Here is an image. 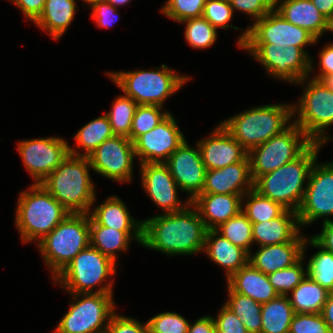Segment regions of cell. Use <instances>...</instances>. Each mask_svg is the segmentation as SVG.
I'll return each mask as SVG.
<instances>
[{
  "label": "cell",
  "mask_w": 333,
  "mask_h": 333,
  "mask_svg": "<svg viewBox=\"0 0 333 333\" xmlns=\"http://www.w3.org/2000/svg\"><path fill=\"white\" fill-rule=\"evenodd\" d=\"M140 169L143 188L153 202L164 209V214L181 211L191 206L189 199L185 207L178 200V186L165 163H143Z\"/></svg>",
  "instance_id": "obj_19"
},
{
  "label": "cell",
  "mask_w": 333,
  "mask_h": 333,
  "mask_svg": "<svg viewBox=\"0 0 333 333\" xmlns=\"http://www.w3.org/2000/svg\"><path fill=\"white\" fill-rule=\"evenodd\" d=\"M114 136L110 121L104 114L98 117L84 127H82L74 136L78 143L77 149L83 147L86 152L84 154L69 147V154L73 156L88 157L103 141Z\"/></svg>",
  "instance_id": "obj_33"
},
{
  "label": "cell",
  "mask_w": 333,
  "mask_h": 333,
  "mask_svg": "<svg viewBox=\"0 0 333 333\" xmlns=\"http://www.w3.org/2000/svg\"><path fill=\"white\" fill-rule=\"evenodd\" d=\"M214 322L217 333H248L239 317L225 304Z\"/></svg>",
  "instance_id": "obj_48"
},
{
  "label": "cell",
  "mask_w": 333,
  "mask_h": 333,
  "mask_svg": "<svg viewBox=\"0 0 333 333\" xmlns=\"http://www.w3.org/2000/svg\"><path fill=\"white\" fill-rule=\"evenodd\" d=\"M288 297L279 295L276 299L262 303L261 333H289L295 311Z\"/></svg>",
  "instance_id": "obj_31"
},
{
  "label": "cell",
  "mask_w": 333,
  "mask_h": 333,
  "mask_svg": "<svg viewBox=\"0 0 333 333\" xmlns=\"http://www.w3.org/2000/svg\"><path fill=\"white\" fill-rule=\"evenodd\" d=\"M177 212L157 215L143 222L142 244L167 255L195 254L204 250L207 228L191 203Z\"/></svg>",
  "instance_id": "obj_1"
},
{
  "label": "cell",
  "mask_w": 333,
  "mask_h": 333,
  "mask_svg": "<svg viewBox=\"0 0 333 333\" xmlns=\"http://www.w3.org/2000/svg\"><path fill=\"white\" fill-rule=\"evenodd\" d=\"M116 262L89 245L54 279L72 294L93 293L105 278L115 274Z\"/></svg>",
  "instance_id": "obj_11"
},
{
  "label": "cell",
  "mask_w": 333,
  "mask_h": 333,
  "mask_svg": "<svg viewBox=\"0 0 333 333\" xmlns=\"http://www.w3.org/2000/svg\"><path fill=\"white\" fill-rule=\"evenodd\" d=\"M229 299L226 306L230 308L240 321L244 324L248 333H261L262 318L261 308L262 304L254 301L252 298L234 293L228 287Z\"/></svg>",
  "instance_id": "obj_34"
},
{
  "label": "cell",
  "mask_w": 333,
  "mask_h": 333,
  "mask_svg": "<svg viewBox=\"0 0 333 333\" xmlns=\"http://www.w3.org/2000/svg\"><path fill=\"white\" fill-rule=\"evenodd\" d=\"M187 333H217L214 318L212 316H204L189 325Z\"/></svg>",
  "instance_id": "obj_53"
},
{
  "label": "cell",
  "mask_w": 333,
  "mask_h": 333,
  "mask_svg": "<svg viewBox=\"0 0 333 333\" xmlns=\"http://www.w3.org/2000/svg\"><path fill=\"white\" fill-rule=\"evenodd\" d=\"M227 285L234 293L248 296L261 304L279 296L268 276L249 262L227 279Z\"/></svg>",
  "instance_id": "obj_25"
},
{
  "label": "cell",
  "mask_w": 333,
  "mask_h": 333,
  "mask_svg": "<svg viewBox=\"0 0 333 333\" xmlns=\"http://www.w3.org/2000/svg\"><path fill=\"white\" fill-rule=\"evenodd\" d=\"M148 323L141 324L133 318L113 314L107 325L106 333H148Z\"/></svg>",
  "instance_id": "obj_47"
},
{
  "label": "cell",
  "mask_w": 333,
  "mask_h": 333,
  "mask_svg": "<svg viewBox=\"0 0 333 333\" xmlns=\"http://www.w3.org/2000/svg\"><path fill=\"white\" fill-rule=\"evenodd\" d=\"M313 143L294 122L289 124L281 133L248 152L253 181L294 161Z\"/></svg>",
  "instance_id": "obj_9"
},
{
  "label": "cell",
  "mask_w": 333,
  "mask_h": 333,
  "mask_svg": "<svg viewBox=\"0 0 333 333\" xmlns=\"http://www.w3.org/2000/svg\"><path fill=\"white\" fill-rule=\"evenodd\" d=\"M218 234L216 230H207L204 251L212 261L226 269L228 279L249 262L250 254Z\"/></svg>",
  "instance_id": "obj_27"
},
{
  "label": "cell",
  "mask_w": 333,
  "mask_h": 333,
  "mask_svg": "<svg viewBox=\"0 0 333 333\" xmlns=\"http://www.w3.org/2000/svg\"><path fill=\"white\" fill-rule=\"evenodd\" d=\"M320 73L313 79L322 81L326 76L333 74V43L325 46L319 54Z\"/></svg>",
  "instance_id": "obj_52"
},
{
  "label": "cell",
  "mask_w": 333,
  "mask_h": 333,
  "mask_svg": "<svg viewBox=\"0 0 333 333\" xmlns=\"http://www.w3.org/2000/svg\"><path fill=\"white\" fill-rule=\"evenodd\" d=\"M292 112L293 115L298 112L299 118L294 123L309 139L324 144L328 141L324 130L333 124V90L323 81L312 78Z\"/></svg>",
  "instance_id": "obj_10"
},
{
  "label": "cell",
  "mask_w": 333,
  "mask_h": 333,
  "mask_svg": "<svg viewBox=\"0 0 333 333\" xmlns=\"http://www.w3.org/2000/svg\"><path fill=\"white\" fill-rule=\"evenodd\" d=\"M275 10L288 22L308 31L316 40L325 31H333V25L311 0H284Z\"/></svg>",
  "instance_id": "obj_24"
},
{
  "label": "cell",
  "mask_w": 333,
  "mask_h": 333,
  "mask_svg": "<svg viewBox=\"0 0 333 333\" xmlns=\"http://www.w3.org/2000/svg\"><path fill=\"white\" fill-rule=\"evenodd\" d=\"M130 235H134L133 238L142 244V232L117 231L97 224L90 217V245L114 262L117 259L115 254L117 251H127L129 240L132 238Z\"/></svg>",
  "instance_id": "obj_29"
},
{
  "label": "cell",
  "mask_w": 333,
  "mask_h": 333,
  "mask_svg": "<svg viewBox=\"0 0 333 333\" xmlns=\"http://www.w3.org/2000/svg\"><path fill=\"white\" fill-rule=\"evenodd\" d=\"M215 230L232 244L240 246L250 254L249 247L253 243L252 223L242 211Z\"/></svg>",
  "instance_id": "obj_38"
},
{
  "label": "cell",
  "mask_w": 333,
  "mask_h": 333,
  "mask_svg": "<svg viewBox=\"0 0 333 333\" xmlns=\"http://www.w3.org/2000/svg\"><path fill=\"white\" fill-rule=\"evenodd\" d=\"M19 195L16 226L22 241H41L70 213L40 184H33Z\"/></svg>",
  "instance_id": "obj_4"
},
{
  "label": "cell",
  "mask_w": 333,
  "mask_h": 333,
  "mask_svg": "<svg viewBox=\"0 0 333 333\" xmlns=\"http://www.w3.org/2000/svg\"><path fill=\"white\" fill-rule=\"evenodd\" d=\"M231 7L243 11L259 20L270 11L275 10L276 0H227Z\"/></svg>",
  "instance_id": "obj_46"
},
{
  "label": "cell",
  "mask_w": 333,
  "mask_h": 333,
  "mask_svg": "<svg viewBox=\"0 0 333 333\" xmlns=\"http://www.w3.org/2000/svg\"><path fill=\"white\" fill-rule=\"evenodd\" d=\"M291 293L289 300L295 313H321L329 291L307 275Z\"/></svg>",
  "instance_id": "obj_32"
},
{
  "label": "cell",
  "mask_w": 333,
  "mask_h": 333,
  "mask_svg": "<svg viewBox=\"0 0 333 333\" xmlns=\"http://www.w3.org/2000/svg\"><path fill=\"white\" fill-rule=\"evenodd\" d=\"M85 156L68 155L40 184L70 213L89 214L95 190Z\"/></svg>",
  "instance_id": "obj_2"
},
{
  "label": "cell",
  "mask_w": 333,
  "mask_h": 333,
  "mask_svg": "<svg viewBox=\"0 0 333 333\" xmlns=\"http://www.w3.org/2000/svg\"><path fill=\"white\" fill-rule=\"evenodd\" d=\"M241 48L250 52L269 74L288 82L301 83L313 70L308 53L297 46L284 48L277 44H244Z\"/></svg>",
  "instance_id": "obj_12"
},
{
  "label": "cell",
  "mask_w": 333,
  "mask_h": 333,
  "mask_svg": "<svg viewBox=\"0 0 333 333\" xmlns=\"http://www.w3.org/2000/svg\"><path fill=\"white\" fill-rule=\"evenodd\" d=\"M252 189H254V181L247 155L241 162L207 170L201 193L245 194Z\"/></svg>",
  "instance_id": "obj_21"
},
{
  "label": "cell",
  "mask_w": 333,
  "mask_h": 333,
  "mask_svg": "<svg viewBox=\"0 0 333 333\" xmlns=\"http://www.w3.org/2000/svg\"><path fill=\"white\" fill-rule=\"evenodd\" d=\"M158 105H138L132 120L130 140L134 142L140 135L151 131L170 113L160 112Z\"/></svg>",
  "instance_id": "obj_39"
},
{
  "label": "cell",
  "mask_w": 333,
  "mask_h": 333,
  "mask_svg": "<svg viewBox=\"0 0 333 333\" xmlns=\"http://www.w3.org/2000/svg\"><path fill=\"white\" fill-rule=\"evenodd\" d=\"M105 1L109 2L112 6L116 8V6L125 5L130 0H105Z\"/></svg>",
  "instance_id": "obj_56"
},
{
  "label": "cell",
  "mask_w": 333,
  "mask_h": 333,
  "mask_svg": "<svg viewBox=\"0 0 333 333\" xmlns=\"http://www.w3.org/2000/svg\"><path fill=\"white\" fill-rule=\"evenodd\" d=\"M197 147H189L185 140L165 162L177 186L191 193V202L201 194L207 171L198 144Z\"/></svg>",
  "instance_id": "obj_18"
},
{
  "label": "cell",
  "mask_w": 333,
  "mask_h": 333,
  "mask_svg": "<svg viewBox=\"0 0 333 333\" xmlns=\"http://www.w3.org/2000/svg\"><path fill=\"white\" fill-rule=\"evenodd\" d=\"M112 284L113 280L93 293L73 294L77 301L70 305L68 312L57 325L55 333H106L115 307Z\"/></svg>",
  "instance_id": "obj_8"
},
{
  "label": "cell",
  "mask_w": 333,
  "mask_h": 333,
  "mask_svg": "<svg viewBox=\"0 0 333 333\" xmlns=\"http://www.w3.org/2000/svg\"><path fill=\"white\" fill-rule=\"evenodd\" d=\"M69 147L65 140L49 137L20 141L17 149L25 167L38 184L65 160Z\"/></svg>",
  "instance_id": "obj_16"
},
{
  "label": "cell",
  "mask_w": 333,
  "mask_h": 333,
  "mask_svg": "<svg viewBox=\"0 0 333 333\" xmlns=\"http://www.w3.org/2000/svg\"><path fill=\"white\" fill-rule=\"evenodd\" d=\"M89 245V214H69L38 242L45 264L52 270L53 279Z\"/></svg>",
  "instance_id": "obj_6"
},
{
  "label": "cell",
  "mask_w": 333,
  "mask_h": 333,
  "mask_svg": "<svg viewBox=\"0 0 333 333\" xmlns=\"http://www.w3.org/2000/svg\"><path fill=\"white\" fill-rule=\"evenodd\" d=\"M207 0H167L162 12L177 22H183L203 15Z\"/></svg>",
  "instance_id": "obj_42"
},
{
  "label": "cell",
  "mask_w": 333,
  "mask_h": 333,
  "mask_svg": "<svg viewBox=\"0 0 333 333\" xmlns=\"http://www.w3.org/2000/svg\"><path fill=\"white\" fill-rule=\"evenodd\" d=\"M89 216L99 225L117 231L142 232L143 222L135 221L126 208V204L117 196L109 197L95 208Z\"/></svg>",
  "instance_id": "obj_28"
},
{
  "label": "cell",
  "mask_w": 333,
  "mask_h": 333,
  "mask_svg": "<svg viewBox=\"0 0 333 333\" xmlns=\"http://www.w3.org/2000/svg\"><path fill=\"white\" fill-rule=\"evenodd\" d=\"M185 141L171 114L155 128L140 135L134 142L135 155L143 163H165L169 156Z\"/></svg>",
  "instance_id": "obj_17"
},
{
  "label": "cell",
  "mask_w": 333,
  "mask_h": 333,
  "mask_svg": "<svg viewBox=\"0 0 333 333\" xmlns=\"http://www.w3.org/2000/svg\"><path fill=\"white\" fill-rule=\"evenodd\" d=\"M28 19L35 22L43 12L46 0H11Z\"/></svg>",
  "instance_id": "obj_50"
},
{
  "label": "cell",
  "mask_w": 333,
  "mask_h": 333,
  "mask_svg": "<svg viewBox=\"0 0 333 333\" xmlns=\"http://www.w3.org/2000/svg\"><path fill=\"white\" fill-rule=\"evenodd\" d=\"M308 239L300 233L291 241L279 245L260 246L257 253L249 255V263L268 275L295 264L304 256Z\"/></svg>",
  "instance_id": "obj_22"
},
{
  "label": "cell",
  "mask_w": 333,
  "mask_h": 333,
  "mask_svg": "<svg viewBox=\"0 0 333 333\" xmlns=\"http://www.w3.org/2000/svg\"><path fill=\"white\" fill-rule=\"evenodd\" d=\"M249 197L242 212L253 223H262L281 216L287 209L279 202L260 195L256 190L246 192L243 197Z\"/></svg>",
  "instance_id": "obj_35"
},
{
  "label": "cell",
  "mask_w": 333,
  "mask_h": 333,
  "mask_svg": "<svg viewBox=\"0 0 333 333\" xmlns=\"http://www.w3.org/2000/svg\"><path fill=\"white\" fill-rule=\"evenodd\" d=\"M233 12L234 10L227 0H207L202 16L216 29L220 27L227 30V27H229L228 22L231 21Z\"/></svg>",
  "instance_id": "obj_45"
},
{
  "label": "cell",
  "mask_w": 333,
  "mask_h": 333,
  "mask_svg": "<svg viewBox=\"0 0 333 333\" xmlns=\"http://www.w3.org/2000/svg\"><path fill=\"white\" fill-rule=\"evenodd\" d=\"M111 79L138 105H163L179 90L188 77L177 75L162 65L161 70L107 73Z\"/></svg>",
  "instance_id": "obj_7"
},
{
  "label": "cell",
  "mask_w": 333,
  "mask_h": 333,
  "mask_svg": "<svg viewBox=\"0 0 333 333\" xmlns=\"http://www.w3.org/2000/svg\"><path fill=\"white\" fill-rule=\"evenodd\" d=\"M322 81L333 90V74L326 76Z\"/></svg>",
  "instance_id": "obj_57"
},
{
  "label": "cell",
  "mask_w": 333,
  "mask_h": 333,
  "mask_svg": "<svg viewBox=\"0 0 333 333\" xmlns=\"http://www.w3.org/2000/svg\"><path fill=\"white\" fill-rule=\"evenodd\" d=\"M316 8L333 25V0H311Z\"/></svg>",
  "instance_id": "obj_54"
},
{
  "label": "cell",
  "mask_w": 333,
  "mask_h": 333,
  "mask_svg": "<svg viewBox=\"0 0 333 333\" xmlns=\"http://www.w3.org/2000/svg\"><path fill=\"white\" fill-rule=\"evenodd\" d=\"M305 188L303 201L297 211L300 226L333 215V162L314 163Z\"/></svg>",
  "instance_id": "obj_14"
},
{
  "label": "cell",
  "mask_w": 333,
  "mask_h": 333,
  "mask_svg": "<svg viewBox=\"0 0 333 333\" xmlns=\"http://www.w3.org/2000/svg\"><path fill=\"white\" fill-rule=\"evenodd\" d=\"M293 105L272 104L251 108L223 121V127L249 152L281 133L293 116Z\"/></svg>",
  "instance_id": "obj_5"
},
{
  "label": "cell",
  "mask_w": 333,
  "mask_h": 333,
  "mask_svg": "<svg viewBox=\"0 0 333 333\" xmlns=\"http://www.w3.org/2000/svg\"><path fill=\"white\" fill-rule=\"evenodd\" d=\"M133 142L124 136L114 135L103 141L89 156L91 167L99 174L114 181H131Z\"/></svg>",
  "instance_id": "obj_15"
},
{
  "label": "cell",
  "mask_w": 333,
  "mask_h": 333,
  "mask_svg": "<svg viewBox=\"0 0 333 333\" xmlns=\"http://www.w3.org/2000/svg\"><path fill=\"white\" fill-rule=\"evenodd\" d=\"M289 333H331L321 313H295Z\"/></svg>",
  "instance_id": "obj_44"
},
{
  "label": "cell",
  "mask_w": 333,
  "mask_h": 333,
  "mask_svg": "<svg viewBox=\"0 0 333 333\" xmlns=\"http://www.w3.org/2000/svg\"><path fill=\"white\" fill-rule=\"evenodd\" d=\"M92 8L91 18L96 21V25L99 27H107L112 25L117 17L116 9L109 2L105 0L94 1L90 4Z\"/></svg>",
  "instance_id": "obj_49"
},
{
  "label": "cell",
  "mask_w": 333,
  "mask_h": 333,
  "mask_svg": "<svg viewBox=\"0 0 333 333\" xmlns=\"http://www.w3.org/2000/svg\"><path fill=\"white\" fill-rule=\"evenodd\" d=\"M302 256L295 264L290 267L278 270L268 274V279L279 295L288 296L302 280L307 277V271H304Z\"/></svg>",
  "instance_id": "obj_41"
},
{
  "label": "cell",
  "mask_w": 333,
  "mask_h": 333,
  "mask_svg": "<svg viewBox=\"0 0 333 333\" xmlns=\"http://www.w3.org/2000/svg\"><path fill=\"white\" fill-rule=\"evenodd\" d=\"M148 333H187L189 323L177 313H160L148 320Z\"/></svg>",
  "instance_id": "obj_43"
},
{
  "label": "cell",
  "mask_w": 333,
  "mask_h": 333,
  "mask_svg": "<svg viewBox=\"0 0 333 333\" xmlns=\"http://www.w3.org/2000/svg\"><path fill=\"white\" fill-rule=\"evenodd\" d=\"M317 40L305 29L288 22L278 11L272 10L265 17L255 21L241 34L238 40L240 48L244 44H277L288 47H300L315 44Z\"/></svg>",
  "instance_id": "obj_13"
},
{
  "label": "cell",
  "mask_w": 333,
  "mask_h": 333,
  "mask_svg": "<svg viewBox=\"0 0 333 333\" xmlns=\"http://www.w3.org/2000/svg\"><path fill=\"white\" fill-rule=\"evenodd\" d=\"M84 2L88 3V4H91L92 2L94 1H99V0H83Z\"/></svg>",
  "instance_id": "obj_58"
},
{
  "label": "cell",
  "mask_w": 333,
  "mask_h": 333,
  "mask_svg": "<svg viewBox=\"0 0 333 333\" xmlns=\"http://www.w3.org/2000/svg\"><path fill=\"white\" fill-rule=\"evenodd\" d=\"M243 195L201 193L191 203L197 208L207 230H215L242 211Z\"/></svg>",
  "instance_id": "obj_23"
},
{
  "label": "cell",
  "mask_w": 333,
  "mask_h": 333,
  "mask_svg": "<svg viewBox=\"0 0 333 333\" xmlns=\"http://www.w3.org/2000/svg\"><path fill=\"white\" fill-rule=\"evenodd\" d=\"M297 212L287 209L272 220L253 223V242L260 246L279 245L291 242L300 232Z\"/></svg>",
  "instance_id": "obj_26"
},
{
  "label": "cell",
  "mask_w": 333,
  "mask_h": 333,
  "mask_svg": "<svg viewBox=\"0 0 333 333\" xmlns=\"http://www.w3.org/2000/svg\"><path fill=\"white\" fill-rule=\"evenodd\" d=\"M325 218L322 223V232L313 236L312 239L324 250L333 253V220Z\"/></svg>",
  "instance_id": "obj_51"
},
{
  "label": "cell",
  "mask_w": 333,
  "mask_h": 333,
  "mask_svg": "<svg viewBox=\"0 0 333 333\" xmlns=\"http://www.w3.org/2000/svg\"><path fill=\"white\" fill-rule=\"evenodd\" d=\"M198 146L207 170L241 162L248 155V152L221 123L207 139L199 141Z\"/></svg>",
  "instance_id": "obj_20"
},
{
  "label": "cell",
  "mask_w": 333,
  "mask_h": 333,
  "mask_svg": "<svg viewBox=\"0 0 333 333\" xmlns=\"http://www.w3.org/2000/svg\"><path fill=\"white\" fill-rule=\"evenodd\" d=\"M185 38L193 48H207L214 44L216 28L203 16L185 20Z\"/></svg>",
  "instance_id": "obj_40"
},
{
  "label": "cell",
  "mask_w": 333,
  "mask_h": 333,
  "mask_svg": "<svg viewBox=\"0 0 333 333\" xmlns=\"http://www.w3.org/2000/svg\"><path fill=\"white\" fill-rule=\"evenodd\" d=\"M308 241L312 246L321 248V250L308 261L307 274L314 282L320 284L327 291L333 292V253L324 250L312 238Z\"/></svg>",
  "instance_id": "obj_36"
},
{
  "label": "cell",
  "mask_w": 333,
  "mask_h": 333,
  "mask_svg": "<svg viewBox=\"0 0 333 333\" xmlns=\"http://www.w3.org/2000/svg\"><path fill=\"white\" fill-rule=\"evenodd\" d=\"M75 13V0H46L43 12L35 23L58 40L69 27Z\"/></svg>",
  "instance_id": "obj_30"
},
{
  "label": "cell",
  "mask_w": 333,
  "mask_h": 333,
  "mask_svg": "<svg viewBox=\"0 0 333 333\" xmlns=\"http://www.w3.org/2000/svg\"><path fill=\"white\" fill-rule=\"evenodd\" d=\"M322 145L313 143L294 161L260 176L254 182V190L266 198L279 202L286 209L297 212L305 195L304 181L309 178Z\"/></svg>",
  "instance_id": "obj_3"
},
{
  "label": "cell",
  "mask_w": 333,
  "mask_h": 333,
  "mask_svg": "<svg viewBox=\"0 0 333 333\" xmlns=\"http://www.w3.org/2000/svg\"><path fill=\"white\" fill-rule=\"evenodd\" d=\"M138 104L129 96L122 95L113 102L110 112L105 114L111 124L114 135L130 139L132 120Z\"/></svg>",
  "instance_id": "obj_37"
},
{
  "label": "cell",
  "mask_w": 333,
  "mask_h": 333,
  "mask_svg": "<svg viewBox=\"0 0 333 333\" xmlns=\"http://www.w3.org/2000/svg\"><path fill=\"white\" fill-rule=\"evenodd\" d=\"M321 314L329 326L330 332L333 333V292H329L327 301L323 306Z\"/></svg>",
  "instance_id": "obj_55"
}]
</instances>
